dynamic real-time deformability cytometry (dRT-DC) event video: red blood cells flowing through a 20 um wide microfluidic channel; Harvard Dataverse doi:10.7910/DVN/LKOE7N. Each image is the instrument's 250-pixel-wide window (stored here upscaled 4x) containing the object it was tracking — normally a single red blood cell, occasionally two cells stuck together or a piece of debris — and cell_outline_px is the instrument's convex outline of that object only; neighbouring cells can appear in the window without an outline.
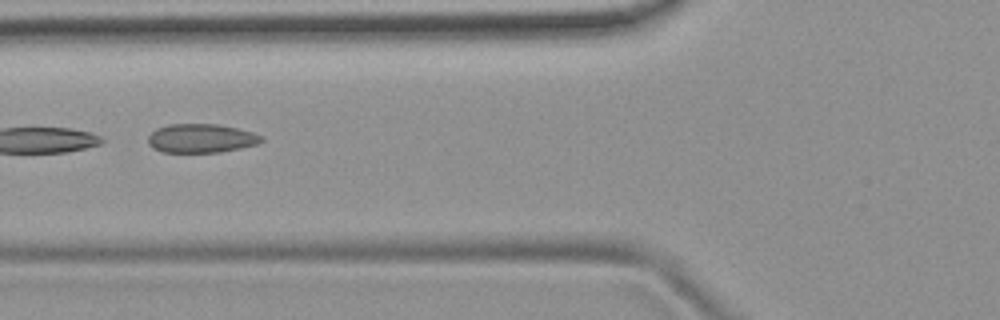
{"species": "common noctule bat (a hibernating species)", "species_latin": "Nyctalus noctula", "temperature_condition": "room temperature", "stored_images_in_passage": 5, "camera_frame_rate_fps": 3000, "um_per_image_px": 0.085, "animal": {"sex": "female", "body_mass_g": 19.9}, "frame": {"image": 1, "passage_image": 2, "time_ms": 1.333, "image_size_px": [1000, 320], "cell_outline_px": [[264, 140], [256, 144], [240, 148], [220, 152], [164, 152], [152, 148], [148, 144], [148, 136], [156, 128], [168, 124], [216, 124], [236, 128], [252, 132], [264, 136]], "centroid_in_image_um": [17.08, 11.75], "position_along_channel_um": 108.7, "area_um2": 19.07}}
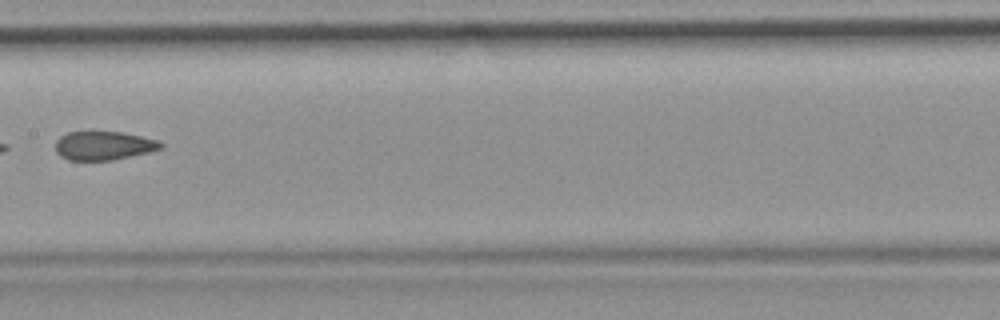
{"frame": {"image": 2, "passage_image": 4, "time_ms": 3.667, "image_size_px": [1000, 320], "cell_outline_px": [[164, 148], [148, 152], [112, 160], [68, 160], [60, 156], [56, 152], [56, 140], [60, 136], [68, 132], [92, 128], [124, 132], [160, 140], [164, 144]], "centroid_in_image_um": [8.81, 12.32], "position_along_channel_um": 198.6, "area_um2": 18.55}}